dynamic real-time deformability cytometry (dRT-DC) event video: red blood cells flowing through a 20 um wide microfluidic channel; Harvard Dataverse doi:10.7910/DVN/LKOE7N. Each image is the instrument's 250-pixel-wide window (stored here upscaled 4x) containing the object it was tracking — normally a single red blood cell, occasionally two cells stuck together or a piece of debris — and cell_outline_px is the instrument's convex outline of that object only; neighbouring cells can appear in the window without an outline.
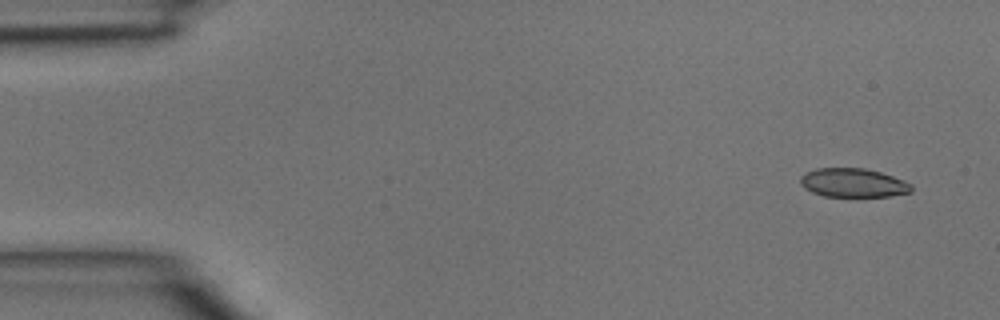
{"species": "common noctule bat (a hibernating species)", "species_latin": "Nyctalus noctula", "temperature_condition": "room temperature", "stored_images_in_passage": 4, "camera_frame_rate_fps": 3000, "um_per_image_px": 0.085, "animal": {"sex": "male", "body_mass_g": 15.6}, "frame": {"image": 1, "passage_image": 1, "time_ms": 0.0, "image_size_px": [1000, 320], "cell_outline_px": [[912, 192], [888, 196], [824, 196], [812, 192], [804, 188], [800, 184], [800, 176], [816, 168], [864, 168], [880, 172], [892, 176], [912, 184]], "centroid_in_image_um": [72.5, 15.54], "position_along_channel_um": 12.5, "area_um2": 18.55}}
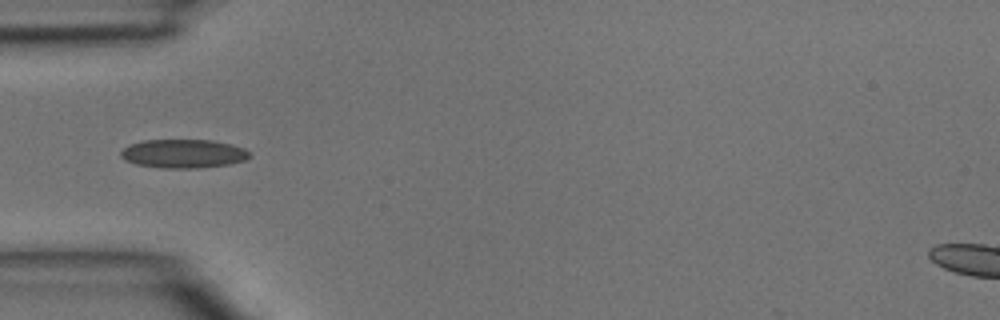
{"frame": {"image": 2, "passage_image": 4, "time_ms": 1.0, "image_size_px": [1000, 320], "cell_outline_px": [[252, 156], [244, 160], [228, 164], [196, 168], [164, 168], [136, 164], [124, 160], [120, 156], [120, 152], [128, 144], [144, 140], [212, 140], [232, 144], [244, 148]], "centroid_in_image_um": [15.56, 13.05], "position_along_channel_um": 69.4, "area_um2": 21.56}}